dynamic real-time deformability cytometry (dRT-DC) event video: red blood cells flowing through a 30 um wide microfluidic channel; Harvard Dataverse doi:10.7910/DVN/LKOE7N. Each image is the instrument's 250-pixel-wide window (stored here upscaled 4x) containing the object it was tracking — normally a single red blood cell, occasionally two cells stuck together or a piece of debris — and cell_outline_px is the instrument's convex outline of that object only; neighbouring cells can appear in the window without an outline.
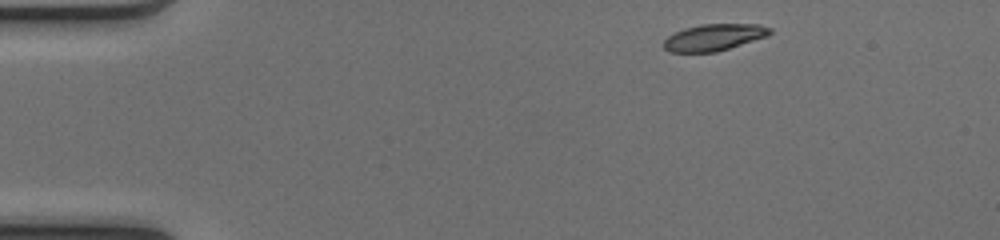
{"species": "common noctule bat (a hibernating species)", "species_latin": "Nyctalus noctula", "temperature_condition": "cold", "stored_images_in_passage": 44, "camera_frame_rate_fps": 3000, "um_per_image_px": 0.085, "animal": {"sex": "female", "body_mass_g": 17.0, "forearm_length_mm": 48.0}, "frame": {"image": 1, "passage_image": 1, "time_ms": 0.0, "image_size_px": [1000, 240], "cell_outline_px": [[772, 32], [768, 36], [716, 52], [668, 52], [660, 44], [668, 36], [684, 28], [700, 24], [760, 24], [772, 28]], "centroid_in_image_um": [60.68, 3.17], "position_along_channel_um": 24.3, "area_um2": 16.65}}
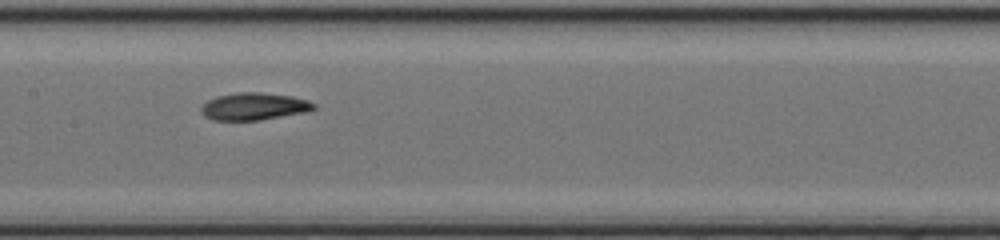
{"frame": {"image": 2, "passage_image": 19, "time_ms": 6.0, "image_size_px": [1000, 240], "cell_outline_px": [[316, 108], [308, 112], [260, 120], [212, 120], [200, 108], [208, 100], [216, 96], [236, 92], [260, 92], [292, 96], [308, 100], [316, 104]], "centroid_in_image_um": [21.65, 9.04], "position_along_channel_um": 185.7, "area_um2": 17.92}}
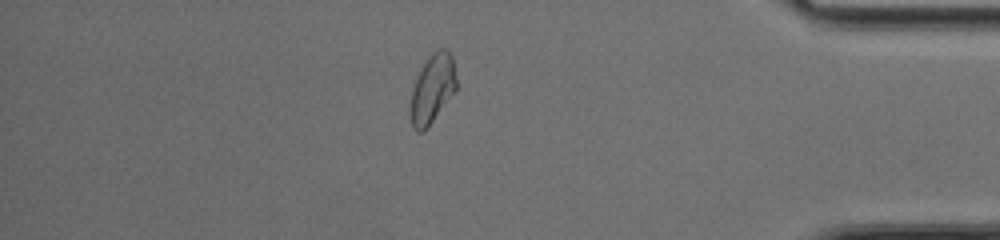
{"frame": {"image": 3, "passage_image": 37, "time_ms": 12.0, "image_size_px": [1000, 240], "cell_outline_px": [[456, 92], [432, 120], [420, 132], [416, 132], [412, 124], [408, 108], [412, 88], [420, 68], [428, 56], [436, 48], [448, 48], [452, 56], [456, 76]], "centroid_in_image_um": [36.74, 7.48], "position_along_channel_um": 398.5, "area_um2": 18.67}, "authors_computed_cell_mechanics": {"area_um2": 17.8891, "velocity_mm_per_s": 4.1039, "shape_relaxation_time_tau1_ms": 4.3006, "shape_relaxation_time_tau2_ms": 5.1243, "deformation_change_tau1": 0.1665, "deformation_change_tau2": 0.0942}}